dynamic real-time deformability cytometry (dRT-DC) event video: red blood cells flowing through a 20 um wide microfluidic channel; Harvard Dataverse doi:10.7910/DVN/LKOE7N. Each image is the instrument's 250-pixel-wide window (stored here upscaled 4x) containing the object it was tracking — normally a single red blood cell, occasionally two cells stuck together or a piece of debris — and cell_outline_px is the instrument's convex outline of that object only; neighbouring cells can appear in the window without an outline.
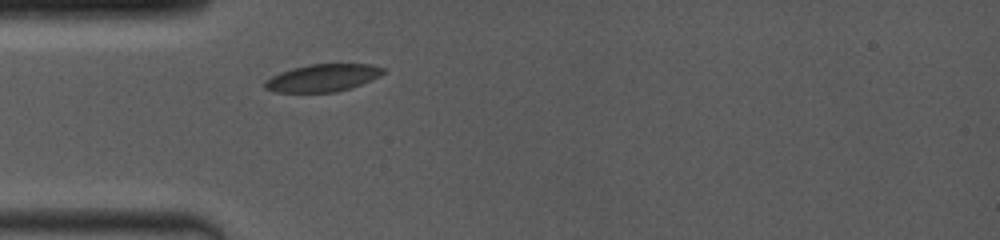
{"species": "common noctule bat (a hibernating species)", "species_latin": "Nyctalus noctula", "temperature_condition": "room temperature", "stored_images_in_passage": 32, "camera_frame_rate_fps": 4000, "um_per_image_px": 0.085, "animal": {"sex": "female", "body_mass_g": 19.0, "forearm_length_mm": 53.3}, "frame": {"image": 1, "passage_image": 1, "time_ms": 0.0, "image_size_px": [1000, 240], "cell_outline_px": [[384, 72], [380, 76], [372, 80], [336, 92], [276, 92], [264, 88], [264, 80], [280, 72], [292, 68], [312, 64], [372, 64], [384, 68]], "centroid_in_image_um": [27.41, 6.61], "position_along_channel_um": 57.6, "area_um2": 18.84}}
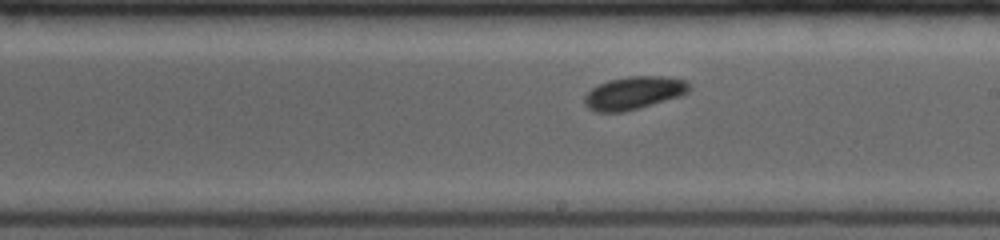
{"frame": {"image": 2, "passage_image": 19, "time_ms": 4.5, "image_size_px": [1000, 240], "cell_outline_px": [[692, 88], [684, 96], [640, 108], [624, 112], [596, 112], [588, 108], [584, 104], [584, 96], [592, 88], [608, 80], [628, 76], [660, 76], [684, 80]], "centroid_in_image_um": [53.89, 7.91], "position_along_channel_um": 235.1, "area_um2": 20.29}}
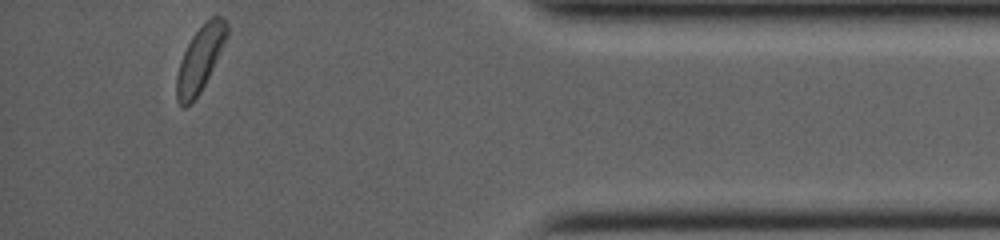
{"frame": {"image": 3, "passage_image": 32, "time_ms": 9.75, "image_size_px": [1000, 240], "cell_outline_px": [[228, 36], [200, 92], [184, 108], [180, 108], [176, 100], [176, 76], [180, 60], [192, 36], [212, 16], [224, 16], [228, 24]], "centroid_in_image_um": [16.99, 5.01], "position_along_channel_um": 418.2, "area_um2": 18.79}, "authors_computed_cell_mechanics": {"area_um2": 19.5364, "velocity_mm_per_s": 4.0287, "shape_relaxation_time_tau1_ms": 1.6714, "shape_relaxation_time_tau2_ms": null, "deformation_change_tau1": 0.0813, "deformation_change_tau2": null}}